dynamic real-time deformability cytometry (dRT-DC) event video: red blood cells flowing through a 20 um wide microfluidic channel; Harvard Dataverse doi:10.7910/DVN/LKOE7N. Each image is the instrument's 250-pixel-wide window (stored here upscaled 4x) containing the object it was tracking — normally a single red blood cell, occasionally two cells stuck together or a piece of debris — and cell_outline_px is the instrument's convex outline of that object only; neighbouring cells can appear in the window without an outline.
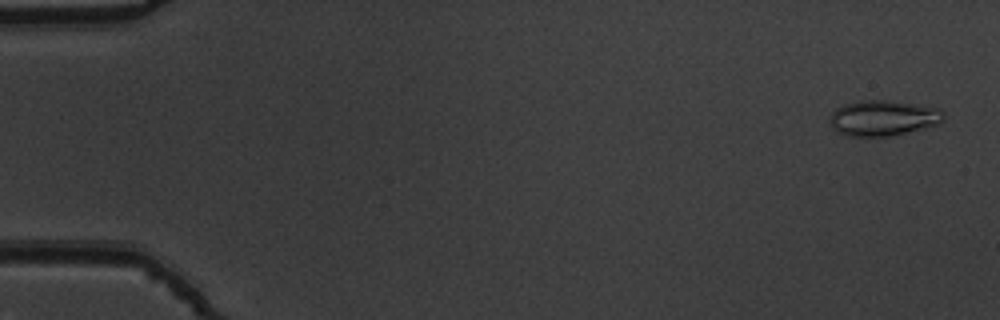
{"species": "common noctule bat (a hibernating species)", "species_latin": "Nyctalus noctula", "temperature_condition": "warm", "stored_images_in_passage": 53, "camera_frame_rate_fps": 3000, "um_per_image_px": 0.085, "animal": {"sex": "male", "body_mass_g": 19.5, "forearm_length_mm": 54.6}, "frame": {"image": 1, "passage_image": 2, "time_ms": 0.333, "image_size_px": [1000, 320], "cell_outline_px": [[944, 120], [940, 124], [892, 136], [848, 136], [836, 132], [832, 128], [828, 120], [832, 112], [836, 108], [844, 104], [860, 100], [884, 100], [940, 108], [944, 112]], "centroid_in_image_um": [75.05, 10.04], "position_along_channel_um": 10.0, "area_um2": 23.76}}
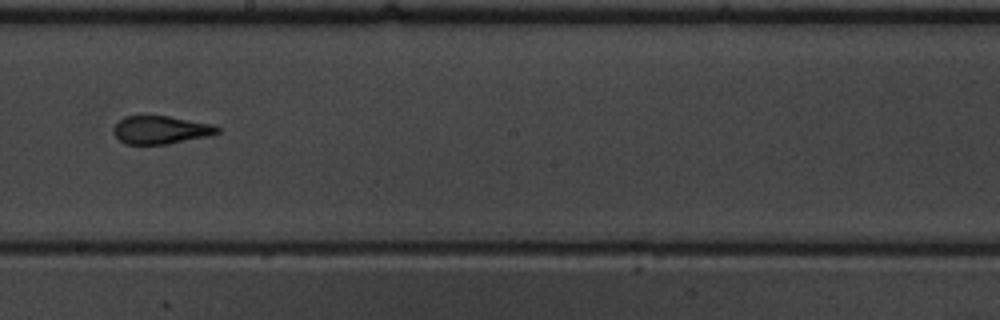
{"frame": {"image": 2, "passage_image": 31, "time_ms": 10.0, "image_size_px": [1000, 320], "cell_outline_px": [[220, 132], [208, 136], [168, 144], [124, 144], [116, 136], [112, 128], [124, 116], [168, 116], [212, 124], [220, 128]], "centroid_in_image_um": [13.66, 11.04], "position_along_channel_um": 234.5, "area_um2": 16.88}}
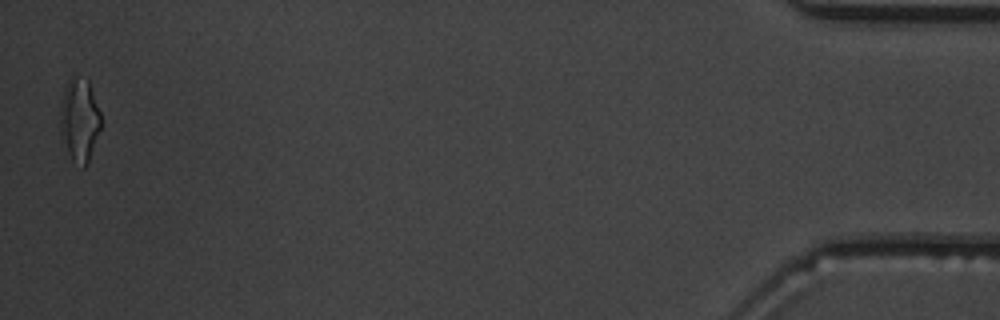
{"frame": {"image": 3, "passage_image": 53, "time_ms": 17.333, "image_size_px": [1000, 320], "cell_outline_px": [[100, 128], [88, 160], [84, 168], [72, 160], [60, 140], [60, 104], [64, 88], [68, 80], [72, 76], [76, 76], [88, 80], [100, 112]], "centroid_in_image_um": [6.71, 10.18], "position_along_channel_um": 428.5, "area_um2": 19.71}, "authors_computed_cell_mechanics": {"area_um2": 17.7446, "velocity_mm_per_s": 3.8321, "shape_relaxation_time_tau1_ms": 6.2494, "shape_relaxation_time_tau2_ms": 1.358, "deformation_change_tau1": 0.1985, "deformation_change_tau2": 0.1027}}